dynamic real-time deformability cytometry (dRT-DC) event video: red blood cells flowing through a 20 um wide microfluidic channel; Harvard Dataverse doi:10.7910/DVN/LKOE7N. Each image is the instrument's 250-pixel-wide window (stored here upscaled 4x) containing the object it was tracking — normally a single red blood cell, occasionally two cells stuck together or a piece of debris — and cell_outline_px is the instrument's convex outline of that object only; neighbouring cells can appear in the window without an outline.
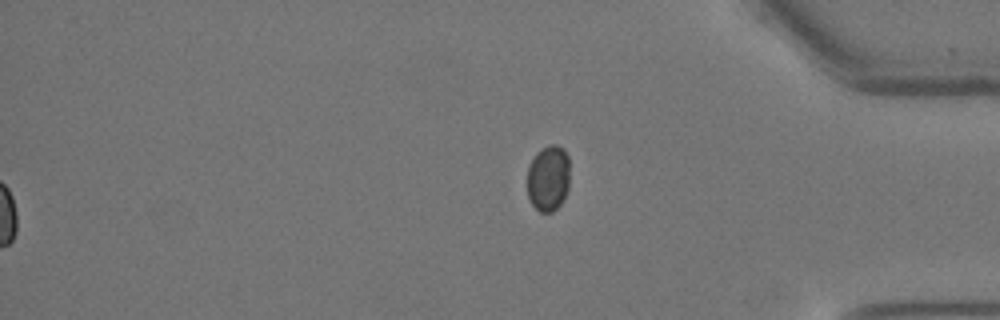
{"species": "Egyptian fruit bat (a non-hibernating species)", "species_latin": "Rousettus aegyptiacus", "temperature_condition": "warm", "stored_images_in_passage": 59, "segment_of_instrument_passage": [2, 2], "camera_frame_rate_fps": 3000, "um_per_image_px": 0.085, "animal": {"sex": "female"}, "frame": {"image": 1, "passage_image": 59, "time_ms": 19.333, "image_size_px": [1000, 320], "cell_outline_px": [[568, 188], [560, 204], [552, 212], [540, 212], [532, 204], [528, 196], [528, 164], [536, 152], [552, 144], [556, 144], [564, 148], [568, 156]], "centroid_in_image_um": [46.59, 15.13], "position_along_channel_um": 388.6, "area_um2": 16.3}}